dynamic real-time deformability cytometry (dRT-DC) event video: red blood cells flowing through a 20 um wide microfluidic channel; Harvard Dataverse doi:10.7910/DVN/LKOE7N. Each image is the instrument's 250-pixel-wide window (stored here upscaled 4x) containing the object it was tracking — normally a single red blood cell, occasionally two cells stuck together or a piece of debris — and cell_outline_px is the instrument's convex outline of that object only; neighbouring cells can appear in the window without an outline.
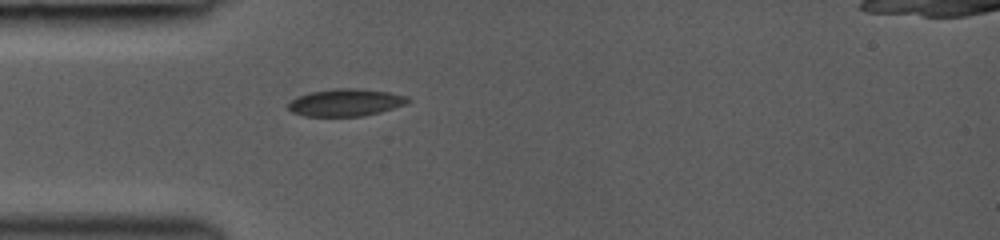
{"species": "common noctule bat (a hibernating species)", "species_latin": "Nyctalus noctula", "temperature_condition": "room temperature", "stored_images_in_passage": 32, "camera_frame_rate_fps": 3000, "um_per_image_px": 0.085, "animal": {"sex": "female", "body_mass_g": 19.0, "forearm_length_mm": 53.3}, "frame": {"image": 1, "passage_image": 1, "time_ms": 0.0, "image_size_px": [1000, 240], "cell_outline_px": [[412, 100], [408, 104], [380, 112], [364, 116], [304, 116], [292, 112], [288, 108], [288, 104], [296, 96], [308, 92], [336, 88], [356, 88], [388, 92], [408, 96]], "centroid_in_image_um": [29.4, 8.71], "position_along_channel_um": 55.6, "area_um2": 19.25}}
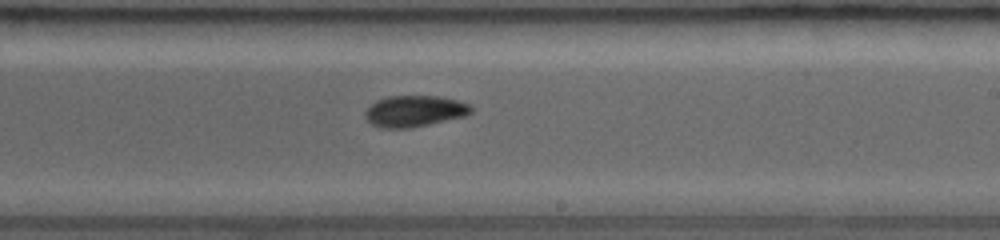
{"frame": {"image": 2, "passage_image": 15, "time_ms": 4.667, "image_size_px": [1000, 240], "cell_outline_px": [[472, 112], [464, 116], [412, 128], [380, 128], [372, 124], [364, 116], [364, 112], [376, 100], [388, 96], [440, 96], [472, 104]], "centroid_in_image_um": [35.23, 9.44], "position_along_channel_um": 253.8, "area_um2": 19.36}}
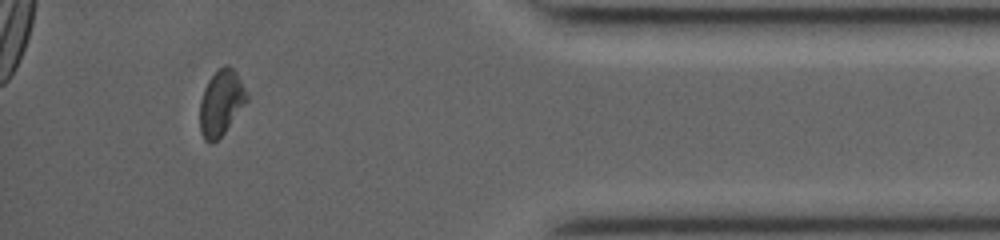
{"frame": {"image": 3, "passage_image": 28, "time_ms": 9.0, "image_size_px": [1000, 240], "cell_outline_px": [[248, 100], [224, 132], [212, 144], [208, 144], [204, 140], [200, 132], [200, 100], [204, 88], [208, 80], [224, 64], [228, 64], [236, 72], [248, 96]], "centroid_in_image_um": [18.77, 8.75], "position_along_channel_um": 416.4, "area_um2": 17.74}, "authors_computed_cell_mechanics": {"area_um2": 19.0162, "velocity_mm_per_s": 4.3453, "shape_relaxation_time_tau1_ms": null, "shape_relaxation_time_tau2_ms": 6.4036, "deformation_change_tau1": null, "deformation_change_tau2": 0.0449}}